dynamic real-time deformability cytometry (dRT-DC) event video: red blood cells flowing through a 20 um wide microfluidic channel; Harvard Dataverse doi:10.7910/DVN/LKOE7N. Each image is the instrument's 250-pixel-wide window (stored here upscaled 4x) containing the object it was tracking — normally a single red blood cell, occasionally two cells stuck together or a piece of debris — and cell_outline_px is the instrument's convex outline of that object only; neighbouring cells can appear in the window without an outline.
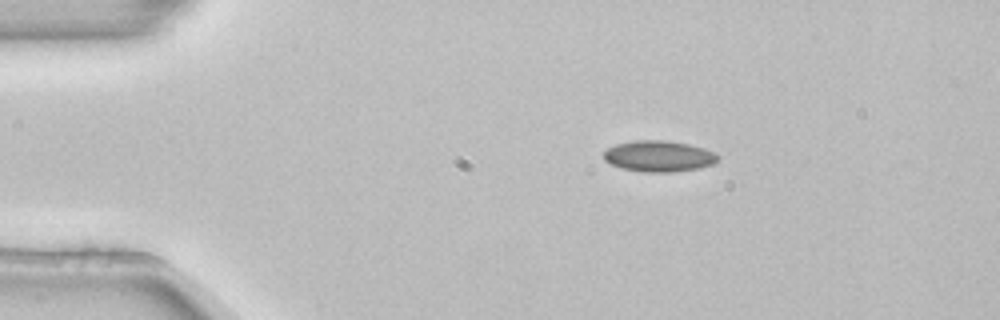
{"species": "common noctule bat (a hibernating species)", "species_latin": "Nyctalus noctula", "temperature_condition": "room temperature", "stored_images_in_passage": 3, "camera_frame_rate_fps": 3000, "um_per_image_px": 0.085, "animal": {"sex": "female", "body_mass_g": 22.7, "forearm_length_mm": 54.2}, "frame": {"image": 1, "passage_image": 2, "time_ms": 0.333, "image_size_px": [1000, 320], "cell_outline_px": [[720, 156], [712, 164], [700, 168], [672, 172], [644, 172], [620, 168], [604, 160], [604, 152], [608, 148], [616, 144], [636, 140], [664, 140], [688, 144], [704, 148]], "centroid_in_image_um": [55.98, 13.28], "position_along_channel_um": 29.0, "area_um2": 20.58}}